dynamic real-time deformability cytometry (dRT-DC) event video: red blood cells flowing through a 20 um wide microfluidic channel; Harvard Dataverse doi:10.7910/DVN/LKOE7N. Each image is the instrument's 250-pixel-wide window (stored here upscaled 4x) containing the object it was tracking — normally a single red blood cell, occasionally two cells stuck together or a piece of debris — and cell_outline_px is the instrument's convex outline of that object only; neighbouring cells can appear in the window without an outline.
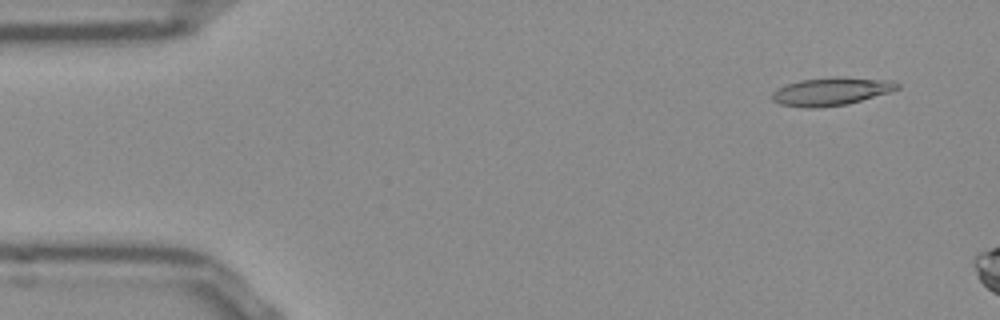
{"species": "Egyptian fruit bat (a non-hibernating species)", "species_latin": "Rousettus aegyptiacus", "temperature_condition": "room temperature", "stored_images_in_passage": 12, "camera_frame_rate_fps": 3000, "um_per_image_px": 0.085, "frame": {"image": 1, "passage_image": 4, "time_ms": 1.0, "image_size_px": [1000, 320], "cell_outline_px": [[900, 88], [892, 92], [848, 104], [816, 108], [812, 108], [780, 104], [772, 100], [772, 92], [776, 88], [800, 80], [836, 76], [896, 80], [900, 84]], "centroid_in_image_um": [70.72, 7.75], "position_along_channel_um": 14.3, "area_um2": 20.75}}